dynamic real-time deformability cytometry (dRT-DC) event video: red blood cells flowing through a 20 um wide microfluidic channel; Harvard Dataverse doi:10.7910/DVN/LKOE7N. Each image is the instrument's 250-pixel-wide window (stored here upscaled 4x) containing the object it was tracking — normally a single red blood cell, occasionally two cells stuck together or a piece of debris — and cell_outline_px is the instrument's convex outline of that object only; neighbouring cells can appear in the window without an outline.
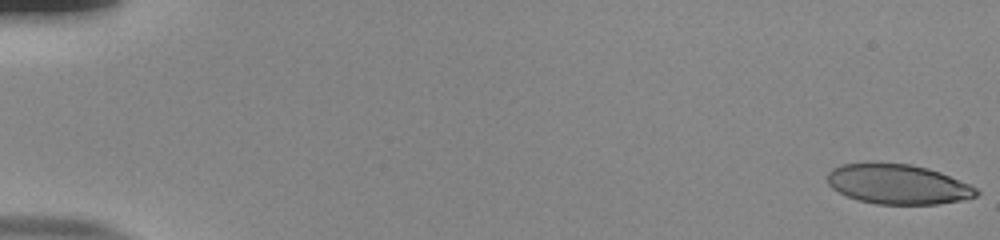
{"species": "human", "species_latin": "Homo sapiens", "temperature_condition": "room temperature", "stored_images_in_passage": 54, "camera_frame_rate_fps": 3000, "um_per_image_px": 0.085, "donor": {"sex": "male"}, "frame": {"image": 1, "passage_image": 1, "time_ms": 0.0, "image_size_px": [1000, 240], "cell_outline_px": [[980, 192], [976, 196], [960, 200], [936, 204], [876, 204], [856, 200], [832, 188], [828, 184], [828, 172], [832, 168], [840, 164], [912, 164], [928, 168], [940, 172], [968, 184], [976, 188]], "centroid_in_image_um": [76.31, 15.67], "position_along_channel_um": 8.7, "area_um2": 34.16}}
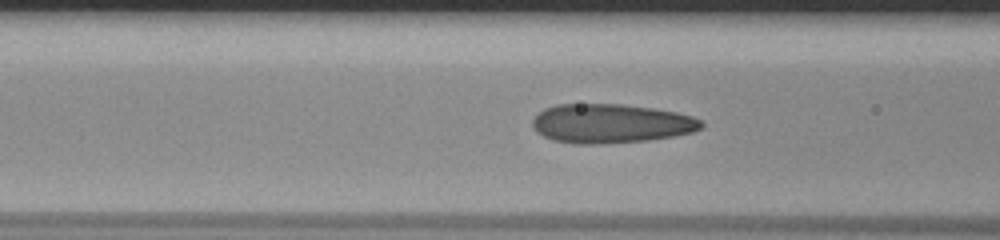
{"frame": {"image": 2, "passage_image": 23, "time_ms": 7.333, "image_size_px": [1000, 240], "cell_outline_px": [[704, 124], [700, 128], [692, 132], [672, 136], [648, 140], [600, 144], [576, 144], [552, 140], [536, 132], [532, 128], [532, 120], [544, 108], [556, 104], [620, 104], [652, 108], [676, 112], [692, 116], [700, 120]], "centroid_in_image_um": [51.88, 10.5], "position_along_channel_um": 114.7, "area_um2": 38.49}}
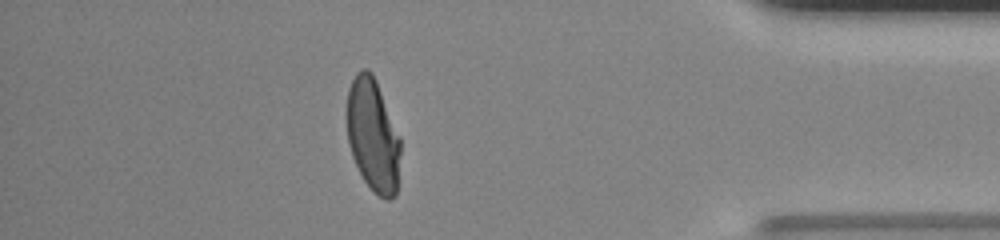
{"frame": {"image": 3, "passage_image": 48, "time_ms": 15.667, "image_size_px": [1000, 240], "cell_outline_px": [[400, 152], [396, 196], [392, 200], [388, 200], [380, 196], [364, 180], [352, 156], [348, 144], [348, 88], [356, 72], [360, 68], [368, 68], [372, 72], [376, 80], [400, 136]], "centroid_in_image_um": [31.71, 11.47], "position_along_channel_um": 403.5, "area_um2": 35.08}, "authors_computed_cell_mechanics": {"area_um2": 36.7897, "velocity_mm_per_s": 3.8641, "shape_relaxation_time_tau1_ms": 9.0977, "shape_relaxation_time_tau2_ms": null, "deformation_change_tau1": 0.2817, "deformation_change_tau2": null}}